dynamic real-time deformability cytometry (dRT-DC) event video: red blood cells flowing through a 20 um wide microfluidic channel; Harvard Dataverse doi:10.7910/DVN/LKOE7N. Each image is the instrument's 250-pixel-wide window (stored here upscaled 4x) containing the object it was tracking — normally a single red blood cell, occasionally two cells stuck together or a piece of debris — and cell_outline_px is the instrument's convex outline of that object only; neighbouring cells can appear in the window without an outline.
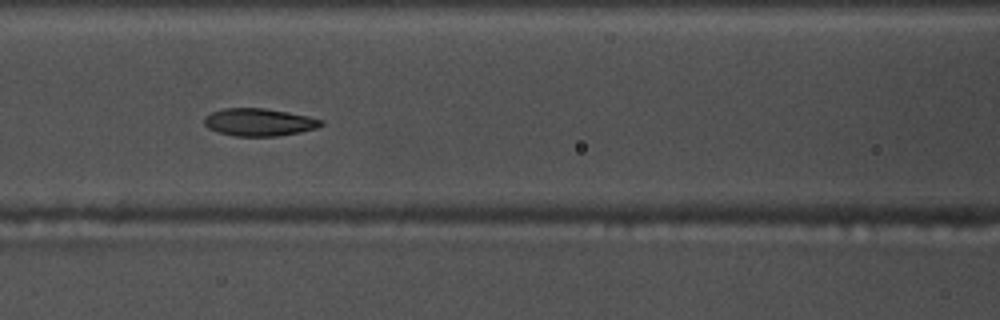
{"species": "common noctule bat (a hibernating species)", "species_latin": "Nyctalus noctula", "temperature_condition": "warm", "stored_images_in_passage": 23, "camera_frame_rate_fps": 3000, "um_per_image_px": 0.085, "animal": {"sex": "male", "body_mass_g": 17.5, "forearm_length_mm": 52.3}, "frame": {"image": 1, "passage_image": 10, "time_ms": 3.0, "image_size_px": [1000, 320], "cell_outline_px": [[324, 124], [316, 128], [300, 132], [276, 136], [232, 136], [216, 132], [208, 128], [204, 124], [204, 116], [212, 112], [224, 108], [264, 108], [288, 112], [308, 116], [324, 120]], "centroid_in_image_um": [22.0, 10.39], "position_along_channel_um": 144.6, "area_um2": 18.9}}